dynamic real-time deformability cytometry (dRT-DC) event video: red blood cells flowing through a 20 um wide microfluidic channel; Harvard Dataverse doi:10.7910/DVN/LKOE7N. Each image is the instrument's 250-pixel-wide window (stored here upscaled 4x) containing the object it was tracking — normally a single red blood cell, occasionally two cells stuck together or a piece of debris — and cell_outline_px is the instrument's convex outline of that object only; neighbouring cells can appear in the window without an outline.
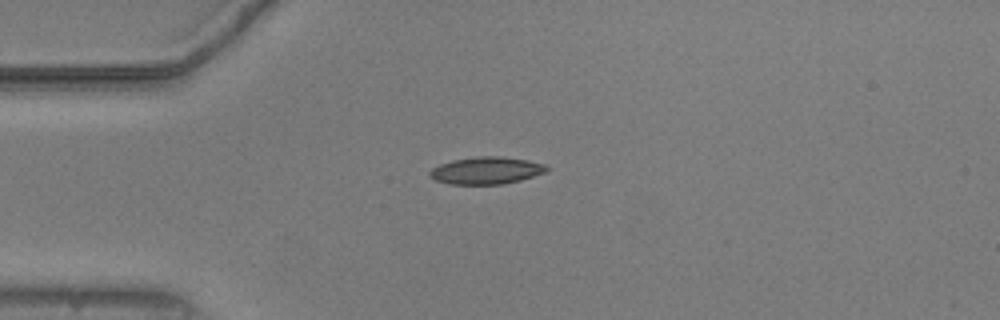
{"species": "common noctule bat (a hibernating species)", "species_latin": "Nyctalus noctula", "temperature_condition": "warm", "stored_images_in_passage": 41, "camera_frame_rate_fps": 3000, "um_per_image_px": 0.085, "animal": {"sex": "male", "body_mass_g": 20.5, "forearm_length_mm": 52.5}, "frame": {"image": 1, "passage_image": 1, "time_ms": 0.0, "image_size_px": [1000, 320], "cell_outline_px": [[548, 168], [544, 172], [520, 180], [504, 184], [448, 184], [436, 180], [428, 176], [428, 172], [432, 168], [440, 164], [452, 160], [476, 156], [500, 156], [528, 160], [544, 164]], "centroid_in_image_um": [41.28, 14.49], "position_along_channel_um": 43.7, "area_um2": 18.5}}
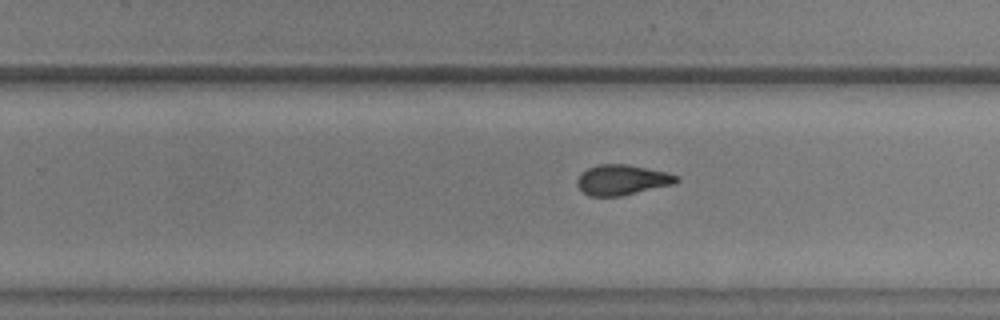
{"frame": {"image": 2, "passage_image": 21, "time_ms": 6.667, "image_size_px": [1000, 320], "cell_outline_px": [[680, 180], [676, 184], [620, 196], [588, 196], [576, 184], [576, 180], [580, 172], [588, 168], [600, 164], [628, 164], [668, 172], [680, 176]], "centroid_in_image_um": [52.91, 15.28], "position_along_channel_um": 276.9, "area_um2": 17.8}}
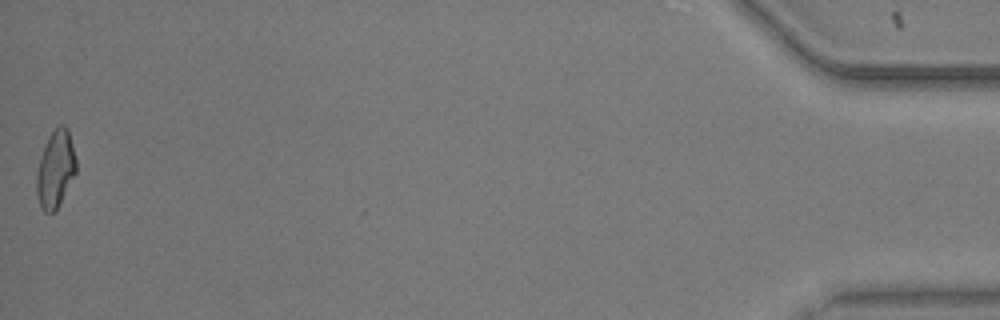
{"frame": {"image": 3, "passage_image": 41, "time_ms": 13.333, "image_size_px": [1000, 320], "cell_outline_px": [[76, 172], [56, 208], [52, 212], [44, 212], [40, 204], [36, 192], [36, 172], [44, 148], [52, 132], [60, 124], [64, 124], [68, 128], [76, 160]], "centroid_in_image_um": [4.72, 14.35], "position_along_channel_um": 430.5, "area_um2": 17.22}, "authors_computed_cell_mechanics": {"area_um2": 17.8024, "velocity_mm_per_s": 3.7811, "shape_relaxation_time_tau1_ms": 3.5702, "shape_relaxation_time_tau2_ms": 1.7516, "deformation_change_tau1": 0.152, "deformation_change_tau2": 0.0856}}